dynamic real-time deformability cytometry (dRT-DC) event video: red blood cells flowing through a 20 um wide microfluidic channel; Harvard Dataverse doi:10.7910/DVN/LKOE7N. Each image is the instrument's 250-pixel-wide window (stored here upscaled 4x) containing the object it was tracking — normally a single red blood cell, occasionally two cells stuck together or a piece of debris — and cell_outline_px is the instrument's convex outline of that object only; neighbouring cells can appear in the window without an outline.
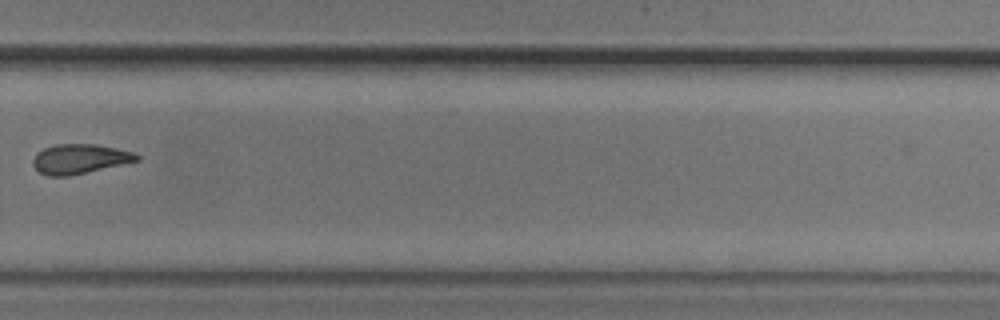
{"species": "common noctule bat (a hibernating species)", "species_latin": "Nyctalus noctula", "temperature_condition": "cold", "stored_images_in_passage": 14, "camera_frame_rate_fps": 3000, "um_per_image_px": 0.085, "animal": {"sex": "male", "body_mass_g": 20.5, "forearm_length_mm": 52.5}, "frame": {"image": 1, "passage_image": 10, "time_ms": 3.0, "image_size_px": [1000, 320], "cell_outline_px": [[140, 160], [68, 176], [48, 176], [40, 172], [32, 164], [32, 160], [36, 152], [44, 148], [56, 144], [96, 144], [116, 148], [132, 152], [140, 156]], "centroid_in_image_um": [6.74, 13.5], "position_along_channel_um": 323.1, "area_um2": 17.8}}
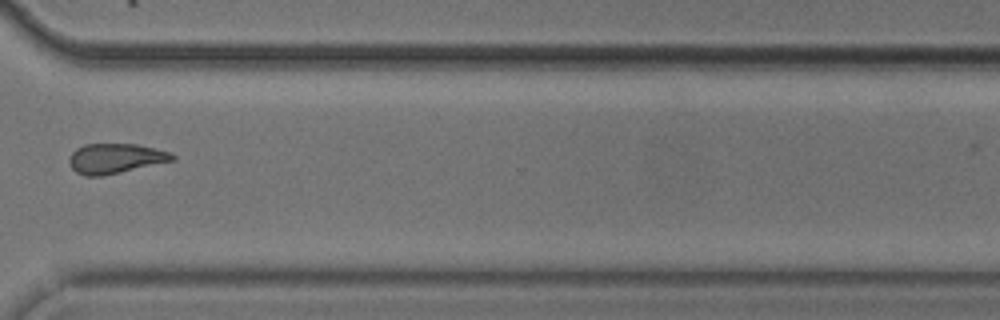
{"frame": {"image": 2, "passage_image": 11, "time_ms": 3.333, "image_size_px": [1000, 320], "cell_outline_px": [[176, 160], [120, 172], [100, 176], [84, 176], [76, 172], [72, 168], [68, 160], [72, 152], [76, 148], [84, 144], [136, 144], [172, 152], [176, 156]], "centroid_in_image_um": [9.82, 13.46], "position_along_channel_um": 360.8, "area_um2": 18.03}}